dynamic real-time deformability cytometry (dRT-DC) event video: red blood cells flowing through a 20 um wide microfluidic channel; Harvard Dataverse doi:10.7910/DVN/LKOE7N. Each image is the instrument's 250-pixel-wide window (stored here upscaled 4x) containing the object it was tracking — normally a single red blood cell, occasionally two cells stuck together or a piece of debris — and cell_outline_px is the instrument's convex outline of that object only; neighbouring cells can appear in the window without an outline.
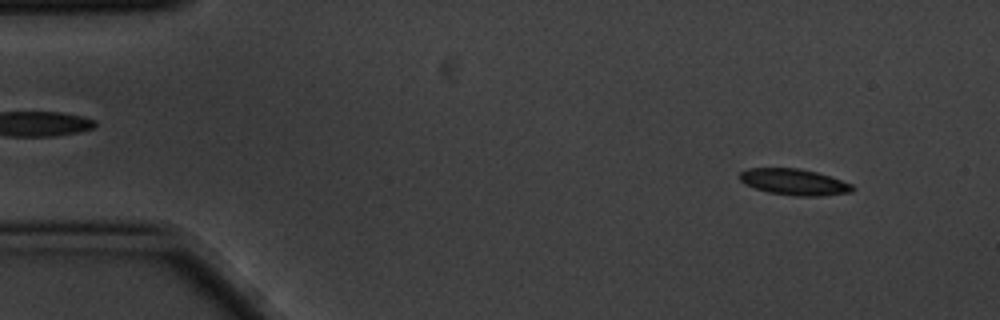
{"species": "common noctule bat (a hibernating species)", "species_latin": "Nyctalus noctula", "temperature_condition": "cold", "stored_images_in_passage": 4, "segment_of_instrument_passage": [1, 2], "camera_frame_rate_fps": 3000, "um_per_image_px": 0.085, "animal": {"sex": "male", "body_mass_g": 20.1, "forearm_length_mm": 53.5}, "frame": {"image": 1, "passage_image": 1, "time_ms": 0.0, "image_size_px": [1000, 320], "cell_outline_px": [[856, 188], [852, 192], [820, 196], [796, 196], [768, 192], [744, 184], [740, 180], [740, 172], [748, 168], [800, 168], [816, 172], [852, 184]], "centroid_in_image_um": [67.5, 15.47], "position_along_channel_um": 17.5, "area_um2": 17.17}}